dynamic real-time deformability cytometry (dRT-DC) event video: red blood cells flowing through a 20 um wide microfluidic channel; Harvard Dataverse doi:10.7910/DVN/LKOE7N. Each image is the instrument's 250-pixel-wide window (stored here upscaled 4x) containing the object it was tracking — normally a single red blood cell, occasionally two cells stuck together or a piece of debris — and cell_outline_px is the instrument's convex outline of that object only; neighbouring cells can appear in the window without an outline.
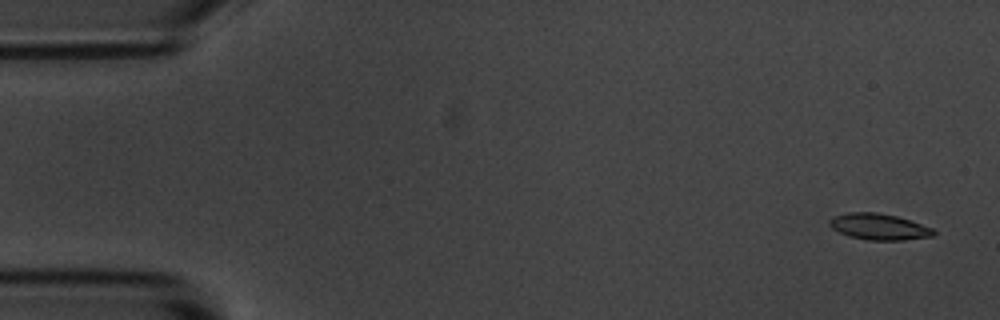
{"species": "common noctule bat (a hibernating species)", "species_latin": "Nyctalus noctula", "temperature_condition": "room temperature", "stored_images_in_passage": 6, "camera_frame_rate_fps": 3000, "um_per_image_px": 0.085, "animal": {"sex": "male", "body_mass_g": 20.1, "forearm_length_mm": 53.5}, "frame": {"image": 1, "passage_image": 1, "time_ms": 0.0, "image_size_px": [1000, 320], "cell_outline_px": [[936, 232], [932, 236], [904, 240], [868, 240], [848, 236], [832, 228], [828, 224], [828, 220], [832, 216], [848, 212], [876, 212], [896, 216], [932, 228]], "centroid_in_image_um": [74.65, 19.27], "position_along_channel_um": 10.3, "area_um2": 15.84}}
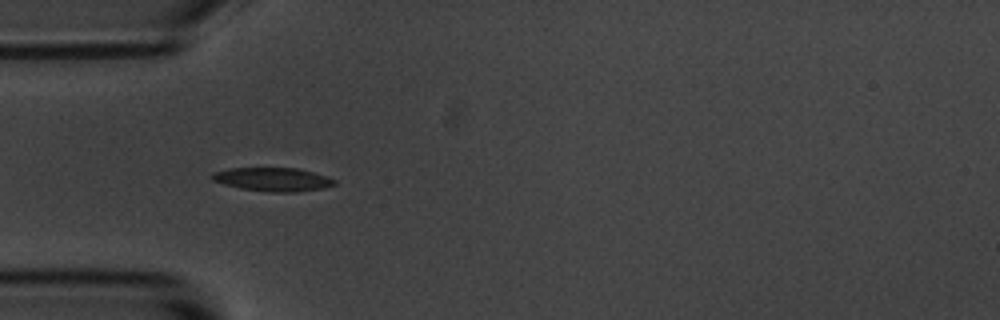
{"frame": {"image": 2, "passage_image": 5, "time_ms": 4.667, "image_size_px": [1000, 320], "cell_outline_px": [[336, 184], [324, 188], [296, 192], [268, 192], [240, 188], [224, 184], [212, 180], [212, 172], [228, 168], [296, 168], [312, 172], [336, 180]], "centroid_in_image_um": [23.17, 15.25], "position_along_channel_um": 61.8, "area_um2": 16.76}}